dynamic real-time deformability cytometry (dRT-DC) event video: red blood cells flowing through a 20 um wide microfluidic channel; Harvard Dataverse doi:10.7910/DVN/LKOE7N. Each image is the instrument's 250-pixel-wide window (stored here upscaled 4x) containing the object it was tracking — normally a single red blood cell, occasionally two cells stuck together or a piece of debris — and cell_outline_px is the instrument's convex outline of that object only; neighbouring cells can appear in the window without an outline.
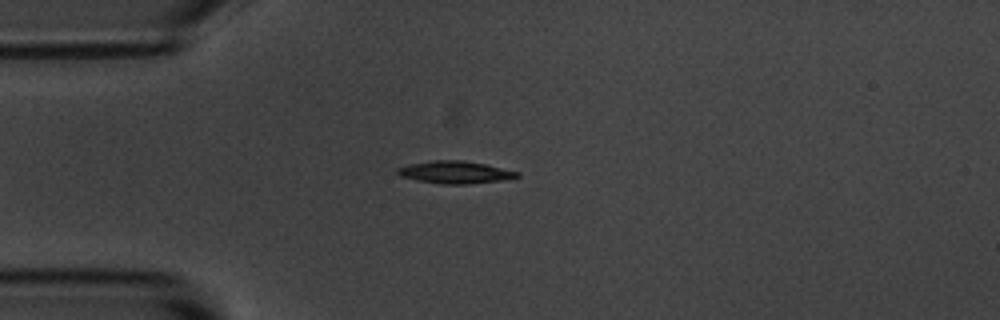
{"species": "common noctule bat (a hibernating species)", "species_latin": "Nyctalus noctula", "temperature_condition": "room temperature", "stored_images_in_passage": 8, "camera_frame_rate_fps": 3000, "um_per_image_px": 0.085, "animal": {"sex": "male", "body_mass_g": 20.1, "forearm_length_mm": 53.5}, "frame": {"image": 1, "passage_image": 4, "time_ms": 3.333, "image_size_px": [1000, 320], "cell_outline_px": [[520, 176], [500, 180], [468, 184], [440, 184], [416, 180], [400, 176], [396, 172], [396, 168], [408, 164], [436, 160], [460, 160], [484, 164], [520, 172]], "centroid_in_image_um": [38.63, 14.64], "position_along_channel_um": 46.4, "area_um2": 15.49}}
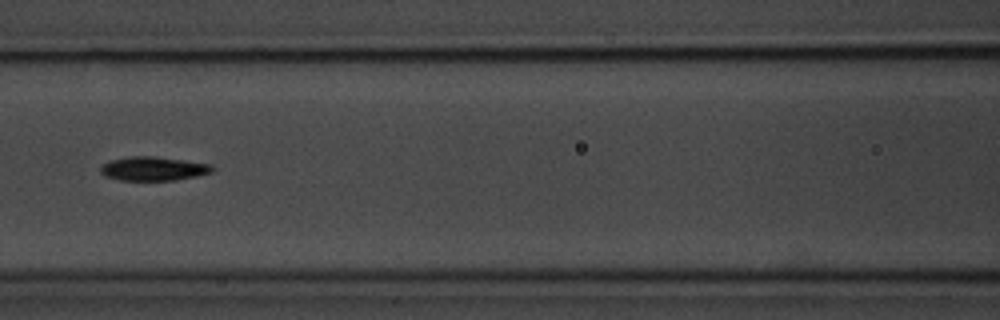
{"frame": {"image": 2, "passage_image": 7, "time_ms": 6.667, "image_size_px": [1000, 320], "cell_outline_px": [[216, 168], [212, 172], [196, 176], [176, 180], [120, 180], [104, 176], [100, 172], [100, 168], [104, 164], [112, 160], [128, 156], [152, 156], [184, 160], [212, 164]], "centroid_in_image_um": [13.06, 14.33], "position_along_channel_um": 153.5, "area_um2": 15.61}}
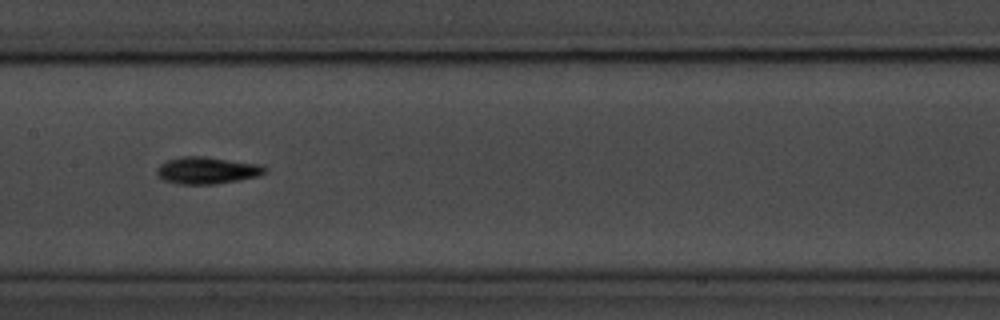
{"frame": {"image": 3, "passage_image": 8, "time_ms": 7.667, "image_size_px": [1000, 320], "cell_outline_px": [[268, 172], [260, 176], [216, 184], [180, 184], [164, 180], [156, 172], [156, 168], [160, 164], [168, 160], [180, 156], [204, 156], [264, 164], [268, 168]], "centroid_in_image_um": [17.68, 14.47], "position_along_channel_um": 189.7, "area_um2": 17.28}}